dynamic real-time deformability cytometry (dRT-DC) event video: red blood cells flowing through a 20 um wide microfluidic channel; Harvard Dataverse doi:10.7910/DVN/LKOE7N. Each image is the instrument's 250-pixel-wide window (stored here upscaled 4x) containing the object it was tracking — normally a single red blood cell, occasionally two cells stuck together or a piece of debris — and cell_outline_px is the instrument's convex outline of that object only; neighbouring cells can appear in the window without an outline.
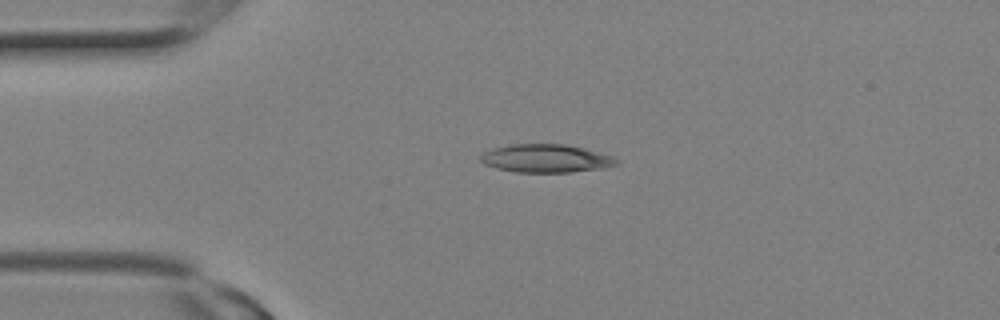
{"species": "Egyptian fruit bat (a non-hibernating species)", "species_latin": "Rousettus aegyptiacus", "temperature_condition": "room temperature", "stored_images_in_passage": 22, "camera_frame_rate_fps": 3000, "um_per_image_px": 0.085, "animal": {"sex": "female"}, "frame": {"image": 1, "passage_image": 3, "time_ms": 0.667, "image_size_px": [1000, 320], "cell_outline_px": [[620, 164], [604, 168], [568, 172], [516, 172], [496, 168], [484, 164], [480, 160], [480, 156], [484, 152], [492, 148], [508, 144], [564, 144], [612, 156], [620, 160]], "centroid_in_image_um": [46.38, 13.47], "position_along_channel_um": 38.6, "area_um2": 22.25}}
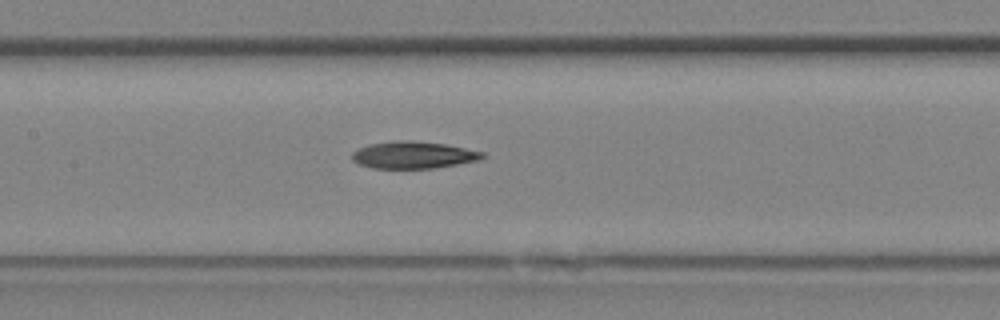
{"frame": {"image": 2, "passage_image": 9, "time_ms": 2.667, "image_size_px": [1000, 320], "cell_outline_px": [[484, 156], [480, 160], [432, 168], [372, 168], [360, 164], [352, 160], [352, 152], [368, 144], [396, 140], [412, 140], [444, 144], [484, 152]], "centroid_in_image_um": [35.11, 13.16], "position_along_channel_um": 172.3, "area_um2": 20.4}}
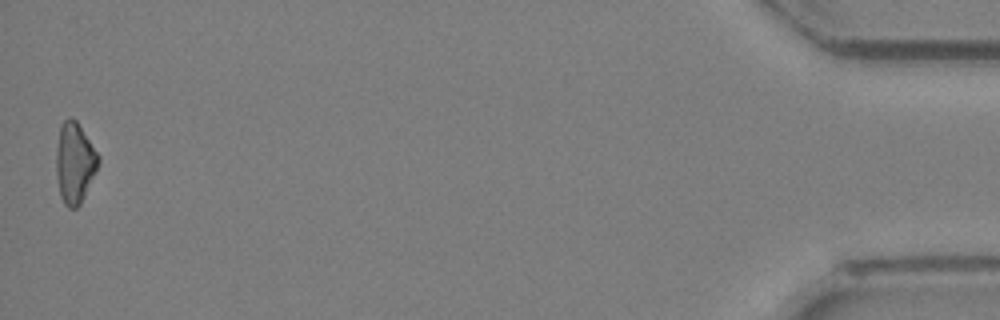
{"frame": {"image": 3, "passage_image": 22, "time_ms": 7.0, "image_size_px": [1000, 320], "cell_outline_px": [[100, 160], [96, 172], [80, 204], [76, 208], [68, 208], [64, 204], [60, 196], [56, 176], [56, 148], [60, 124], [68, 116], [72, 116], [76, 120], [100, 156]], "centroid_in_image_um": [6.33, 13.82], "position_along_channel_um": 428.9, "area_um2": 20.06}}